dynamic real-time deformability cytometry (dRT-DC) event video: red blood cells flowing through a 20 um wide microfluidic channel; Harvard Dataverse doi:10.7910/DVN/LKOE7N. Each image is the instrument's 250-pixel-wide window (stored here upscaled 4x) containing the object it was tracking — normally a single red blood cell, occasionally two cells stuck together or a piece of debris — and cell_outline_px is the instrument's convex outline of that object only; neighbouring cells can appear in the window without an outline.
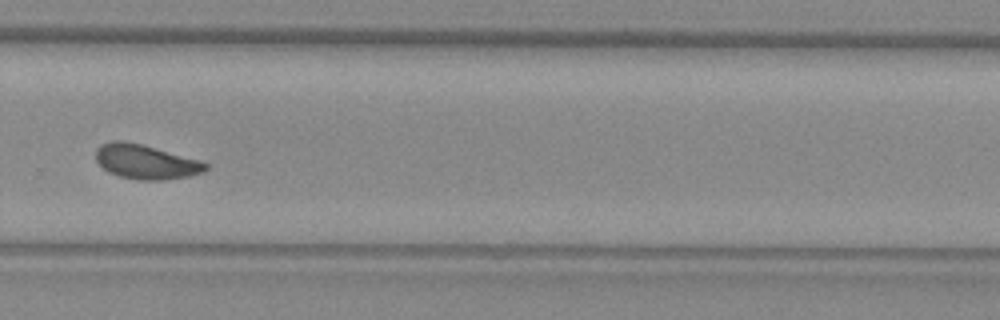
{"species": "common noctule bat (a hibernating species)", "species_latin": "Nyctalus noctula", "temperature_condition": "warm", "stored_images_in_passage": 37, "camera_frame_rate_fps": 3000, "um_per_image_px": 0.085, "animal": {"sex": "female", "body_mass_g": 29.2, "forearm_length_mm": 56.3}, "frame": {"image": 1, "passage_image": 29, "time_ms": 9.333, "image_size_px": [1000, 320], "cell_outline_px": [[208, 168], [204, 172], [188, 176], [160, 180], [140, 180], [120, 176], [108, 172], [96, 160], [96, 148], [100, 144], [112, 140], [124, 140], [140, 144], [200, 160], [208, 164]], "centroid_in_image_um": [12.37, 13.74], "position_along_channel_um": 317.4, "area_um2": 21.91}}
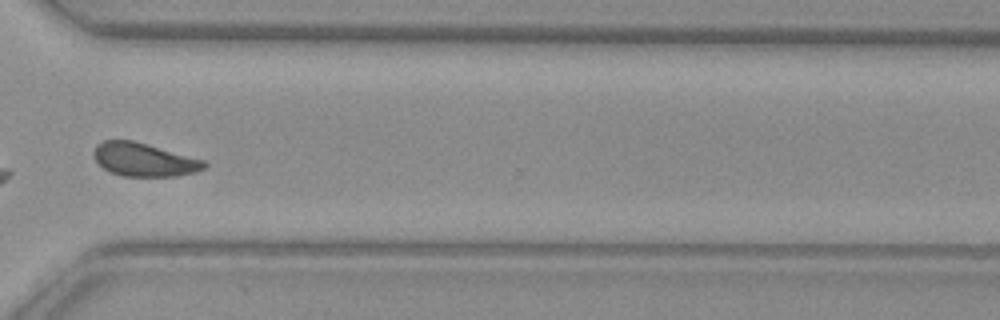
{"frame": {"image": 2, "passage_image": 32, "time_ms": 10.333, "image_size_px": [1000, 320], "cell_outline_px": [[208, 164], [204, 168], [196, 172], [176, 176], [120, 176], [108, 172], [92, 156], [92, 152], [96, 144], [104, 140], [132, 140], [204, 160]], "centroid_in_image_um": [12.2, 13.57], "position_along_channel_um": 358.4, "area_um2": 21.5}}